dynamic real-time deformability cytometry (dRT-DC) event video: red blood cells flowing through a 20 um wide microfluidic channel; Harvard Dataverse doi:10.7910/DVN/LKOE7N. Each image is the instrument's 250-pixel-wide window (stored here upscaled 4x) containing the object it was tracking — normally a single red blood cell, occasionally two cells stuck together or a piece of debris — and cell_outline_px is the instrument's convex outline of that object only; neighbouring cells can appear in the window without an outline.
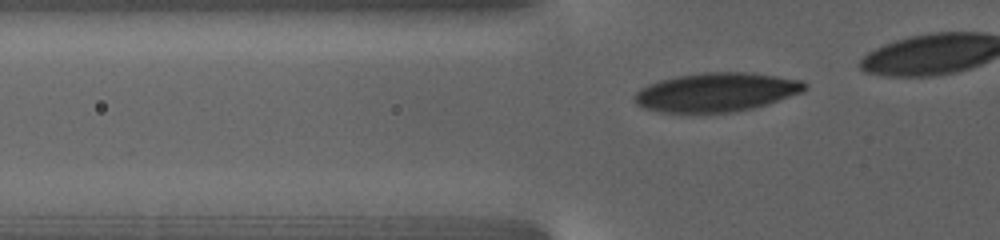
{"species": "human", "species_latin": "Homo sapiens", "temperature_condition": "warm", "stored_images_in_passage": 28, "camera_frame_rate_fps": 3000, "um_per_image_px": 0.085, "donor": {"sex": "female"}, "frame": {"image": 1, "passage_image": 4, "time_ms": 1.667, "image_size_px": [1000, 240], "cell_outline_px": [[808, 88], [800, 92], [768, 104], [752, 108], [728, 112], [660, 112], [644, 108], [636, 104], [632, 96], [640, 88], [648, 84], [660, 80], [676, 76], [700, 72], [752, 72], [804, 80], [808, 84]], "centroid_in_image_um": [60.89, 7.82], "position_along_channel_um": 64.9, "area_um2": 38.73}}
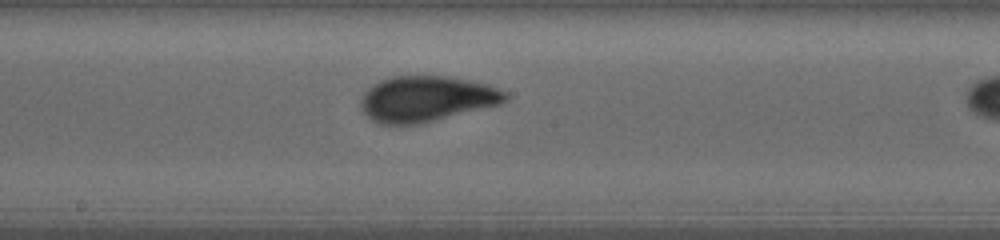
{"frame": {"image": 2, "passage_image": 14, "time_ms": 7.333, "image_size_px": [1000, 240], "cell_outline_px": [[508, 100], [500, 104], [420, 124], [380, 124], [372, 120], [360, 108], [360, 100], [364, 92], [372, 84], [380, 80], [392, 76], [444, 76], [468, 80], [488, 84], [508, 92]], "centroid_in_image_um": [36.24, 8.4], "position_along_channel_um": 212.0, "area_um2": 38.55}}
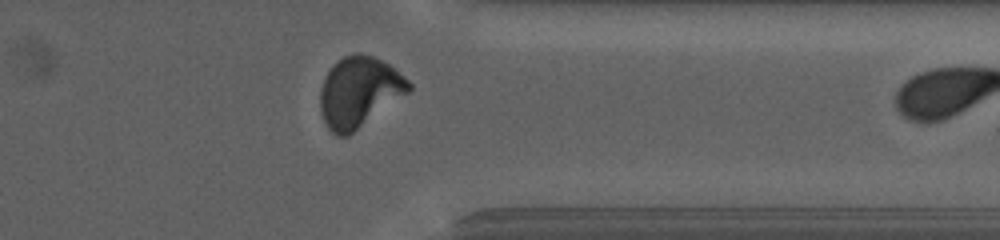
{"frame": {"image": 3, "passage_image": 27, "time_ms": 13.667, "image_size_px": [1000, 240], "cell_outline_px": [[412, 88], [408, 92], [348, 136], [336, 136], [328, 128], [324, 120], [320, 108], [320, 88], [324, 76], [332, 64], [344, 56], [356, 52], [360, 52], [372, 56], [388, 64], [408, 80], [412, 84]], "centroid_in_image_um": [30.48, 7.8], "position_along_channel_um": 380.9, "area_um2": 36.13}}